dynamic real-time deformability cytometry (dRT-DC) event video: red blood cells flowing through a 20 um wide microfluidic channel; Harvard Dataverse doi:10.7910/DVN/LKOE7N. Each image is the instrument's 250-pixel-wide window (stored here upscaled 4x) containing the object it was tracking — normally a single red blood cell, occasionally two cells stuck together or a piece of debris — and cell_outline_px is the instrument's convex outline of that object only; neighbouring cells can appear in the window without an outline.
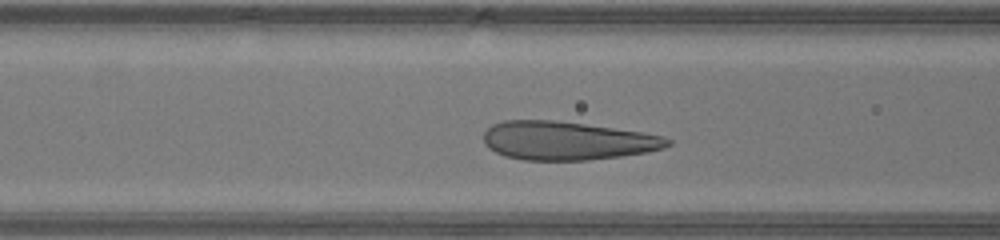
{"species": "human", "species_latin": "Homo sapiens", "temperature_condition": "warm", "stored_images_in_passage": 29, "camera_frame_rate_fps": 3000, "um_per_image_px": 0.085, "donor": {"sex": "male"}, "frame": {"image": 1, "passage_image": 10, "time_ms": 3.0, "image_size_px": [1000, 240], "cell_outline_px": [[672, 144], [664, 148], [648, 152], [620, 156], [588, 160], [524, 160], [504, 156], [488, 148], [484, 144], [484, 132], [492, 124], [504, 120], [552, 120], [584, 124], [640, 132], [664, 136], [672, 140]], "centroid_in_image_um": [48.19, 11.96], "position_along_channel_um": 118.4, "area_um2": 41.27}}
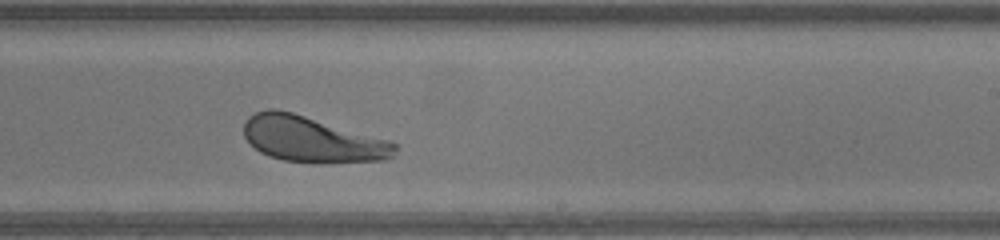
{"frame": {"image": 2, "passage_image": 20, "time_ms": 6.333, "image_size_px": [1000, 240], "cell_outline_px": [[396, 152], [392, 156], [384, 160], [284, 160], [268, 156], [260, 152], [244, 136], [244, 124], [248, 116], [256, 112], [268, 108], [276, 108], [292, 112], [388, 140], [396, 144]], "centroid_in_image_um": [26.45, 11.78], "position_along_channel_um": 262.5, "area_um2": 38.84}}
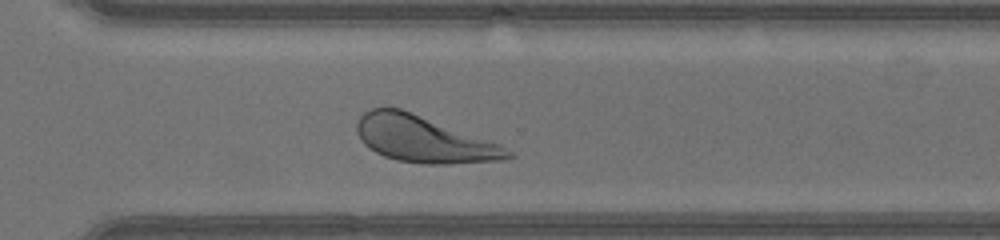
{"frame": {"image": 3, "passage_image": 25, "time_ms": 8.0, "image_size_px": [1000, 240], "cell_outline_px": [[516, 156], [504, 160], [448, 164], [428, 164], [396, 160], [384, 156], [368, 148], [364, 144], [356, 132], [356, 124], [360, 116], [364, 112], [372, 108], [400, 108], [500, 144], [512, 152]], "centroid_in_image_um": [36.01, 11.84], "position_along_channel_um": 334.6, "area_um2": 40.58}, "authors_computed_cell_mechanics": {"area_um2": 40.8068, "velocity_mm_per_s": 4.3304, "shape_relaxation_time_tau1_ms": 1.9141, "shape_relaxation_time_tau2_ms": 0.5227, "deformation_change_tau1": 0.1397, "deformation_change_tau2": 0.0877}}